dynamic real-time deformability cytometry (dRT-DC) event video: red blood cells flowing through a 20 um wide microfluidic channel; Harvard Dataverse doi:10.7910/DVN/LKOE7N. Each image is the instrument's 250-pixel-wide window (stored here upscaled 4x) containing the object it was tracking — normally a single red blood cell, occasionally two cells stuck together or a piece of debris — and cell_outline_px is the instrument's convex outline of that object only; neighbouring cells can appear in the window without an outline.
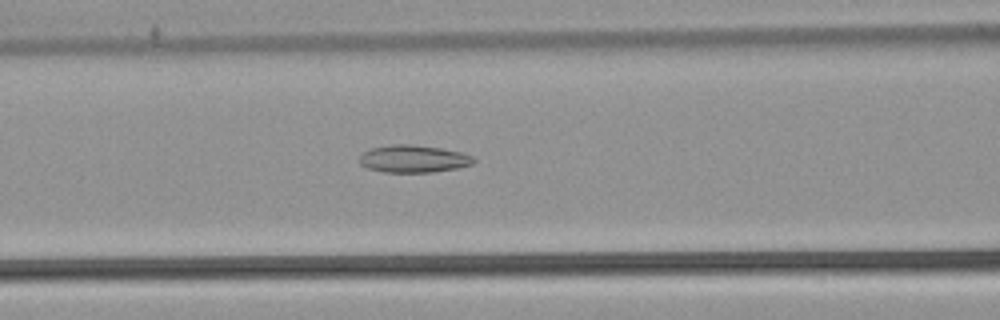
{"species": "common noctule bat (a hibernating species)", "species_latin": "Nyctalus noctula", "temperature_condition": "warm", "stored_images_in_passage": 53, "camera_frame_rate_fps": 3000, "um_per_image_px": 0.085, "animal": {"sex": "male", "body_mass_g": 21.5, "forearm_length_mm": 52.0}, "frame": {"image": 1, "passage_image": 22, "time_ms": 7.0, "image_size_px": [1000, 320], "cell_outline_px": [[476, 160], [472, 164], [456, 168], [432, 172], [384, 172], [368, 168], [360, 164], [360, 156], [364, 152], [372, 148], [392, 144], [412, 144], [440, 148], [464, 152], [472, 156]], "centroid_in_image_um": [35.16, 13.49], "position_along_channel_um": 131.4, "area_um2": 18.21}}
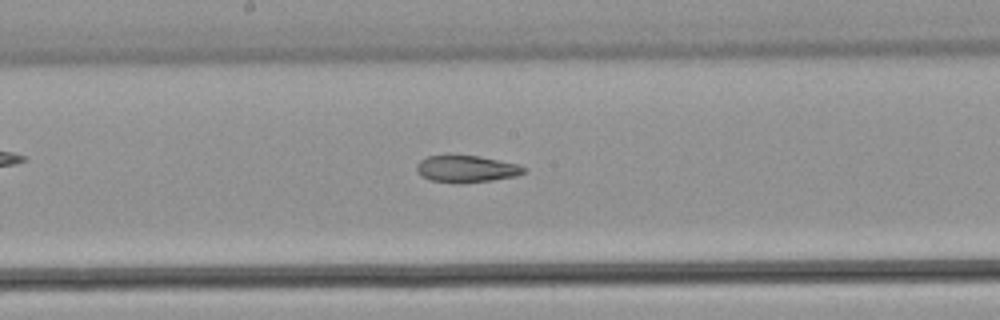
{"frame": {"image": 2, "passage_image": 28, "time_ms": 9.0, "image_size_px": [1000, 320], "cell_outline_px": [[524, 172], [516, 176], [492, 180], [460, 184], [456, 184], [428, 180], [420, 176], [416, 172], [416, 164], [420, 160], [428, 156], [480, 156], [516, 164], [524, 168]], "centroid_in_image_um": [39.56, 14.38], "position_along_channel_um": 208.6, "area_um2": 16.82}}
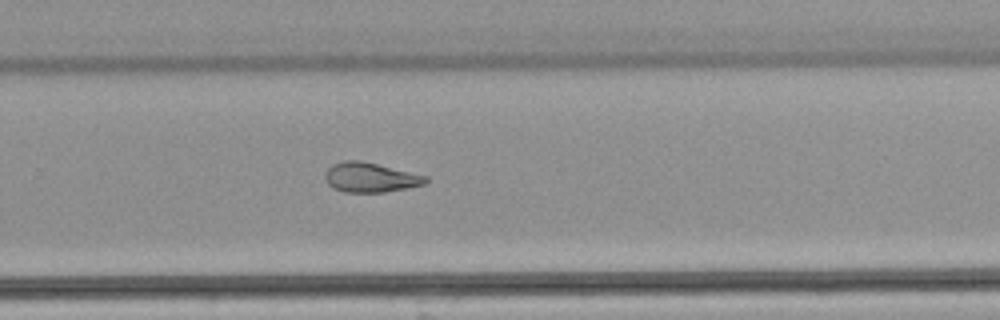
{"frame": {"image": 3, "passage_image": 35, "time_ms": 11.333, "image_size_px": [1000, 320], "cell_outline_px": [[428, 180], [424, 184], [384, 192], [344, 192], [332, 188], [328, 184], [324, 176], [328, 168], [332, 164], [344, 160], [360, 160], [428, 176]], "centroid_in_image_um": [31.44, 15.07], "position_along_channel_um": 298.4, "area_um2": 17.28}, "authors_computed_cell_mechanics": {"area_um2": 20.519, "velocity_mm_per_s": 3.8676, "shape_relaxation_time_tau1_ms": null, "shape_relaxation_time_tau2_ms": 4.1809, "deformation_change_tau1": null, "deformation_change_tau2": 0.1214}}